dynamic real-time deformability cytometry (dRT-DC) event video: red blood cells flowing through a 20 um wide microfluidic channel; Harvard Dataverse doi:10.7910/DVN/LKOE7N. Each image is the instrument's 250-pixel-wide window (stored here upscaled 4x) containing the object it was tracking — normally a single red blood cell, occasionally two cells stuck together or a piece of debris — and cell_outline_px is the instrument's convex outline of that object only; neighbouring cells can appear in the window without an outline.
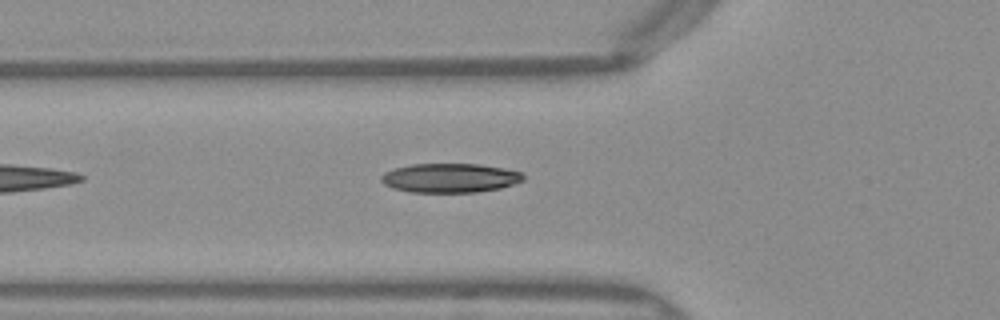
{"species": "Egyptian fruit bat (a non-hibernating species)", "species_latin": "Rousettus aegyptiacus", "temperature_condition": "warm", "stored_images_in_passage": 38, "camera_frame_rate_fps": 3000, "um_per_image_px": 0.085, "frame": {"image": 1, "passage_image": 5, "time_ms": 1.333, "image_size_px": [1000, 320], "cell_outline_px": [[524, 180], [500, 188], [480, 192], [408, 192], [392, 188], [384, 184], [380, 180], [380, 176], [384, 172], [396, 168], [412, 164], [480, 164], [504, 168], [520, 172], [524, 176]], "centroid_in_image_um": [38.22, 15.13], "position_along_channel_um": 87.6, "area_um2": 24.22}}
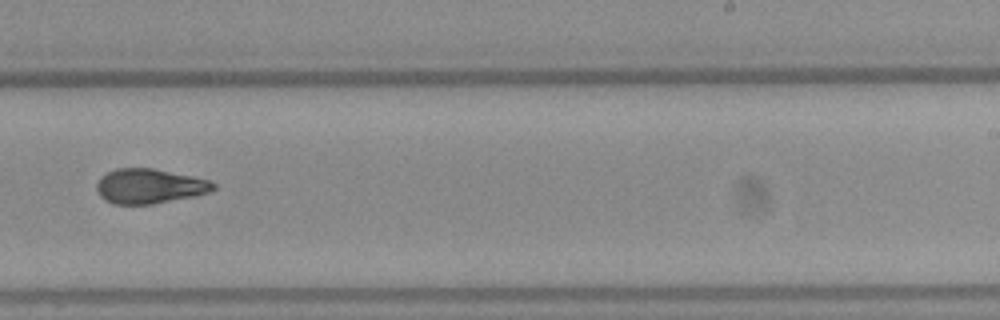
{"frame": {"image": 2, "passage_image": 19, "time_ms": 6.0, "image_size_px": [1000, 320], "cell_outline_px": [[216, 188], [208, 192], [196, 196], [152, 204], [112, 204], [104, 200], [100, 196], [96, 188], [96, 184], [100, 176], [116, 168], [152, 168], [192, 176], [208, 180], [216, 184]], "centroid_in_image_um": [12.68, 15.83], "position_along_channel_um": 276.3, "area_um2": 23.7}}
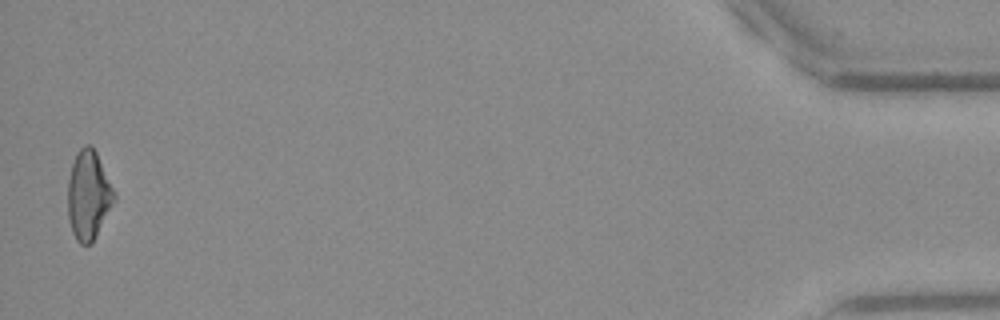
{"frame": {"image": 3, "passage_image": 37, "time_ms": 12.0, "image_size_px": [1000, 320], "cell_outline_px": [[116, 200], [92, 244], [80, 244], [76, 240], [72, 232], [68, 216], [68, 180], [72, 164], [76, 152], [84, 144], [92, 144], [116, 192]], "centroid_in_image_um": [7.54, 16.59], "position_along_channel_um": 427.7, "area_um2": 24.39}, "authors_computed_cell_mechanics": {"area_um2": 23.7847, "velocity_mm_per_s": 4.0272, "shape_relaxation_time_tau1_ms": 6.8299, "shape_relaxation_time_tau2_ms": 1.8865, "deformation_change_tau1": 0.1983, "deformation_change_tau2": 0.0941}}